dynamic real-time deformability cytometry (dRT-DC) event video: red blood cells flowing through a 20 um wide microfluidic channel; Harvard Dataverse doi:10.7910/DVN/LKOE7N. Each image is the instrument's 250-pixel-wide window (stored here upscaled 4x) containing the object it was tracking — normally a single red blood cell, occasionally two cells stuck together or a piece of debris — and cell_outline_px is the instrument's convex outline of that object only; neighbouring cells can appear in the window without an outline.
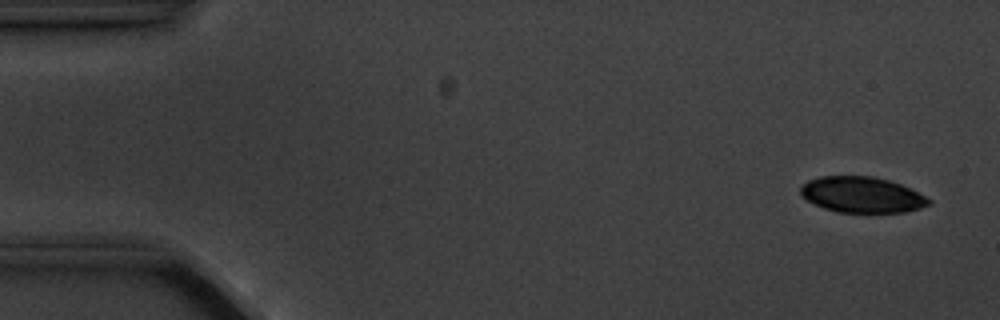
{"species": "common noctule bat (a hibernating species)", "species_latin": "Nyctalus noctula", "temperature_condition": "cold", "stored_images_in_passage": 5, "camera_frame_rate_fps": 3000, "um_per_image_px": 0.085, "animal": {"sex": "male", "body_mass_g": 20.1, "forearm_length_mm": 53.5}, "frame": {"image": 1, "passage_image": 1, "time_ms": 0.0, "image_size_px": [1000, 320], "cell_outline_px": [[932, 204], [920, 208], [904, 212], [836, 212], [824, 208], [800, 196], [800, 188], [808, 180], [820, 176], [872, 176], [888, 180], [900, 184], [932, 200]], "centroid_in_image_um": [73.25, 16.55], "position_along_channel_um": 11.8, "area_um2": 26.59}}